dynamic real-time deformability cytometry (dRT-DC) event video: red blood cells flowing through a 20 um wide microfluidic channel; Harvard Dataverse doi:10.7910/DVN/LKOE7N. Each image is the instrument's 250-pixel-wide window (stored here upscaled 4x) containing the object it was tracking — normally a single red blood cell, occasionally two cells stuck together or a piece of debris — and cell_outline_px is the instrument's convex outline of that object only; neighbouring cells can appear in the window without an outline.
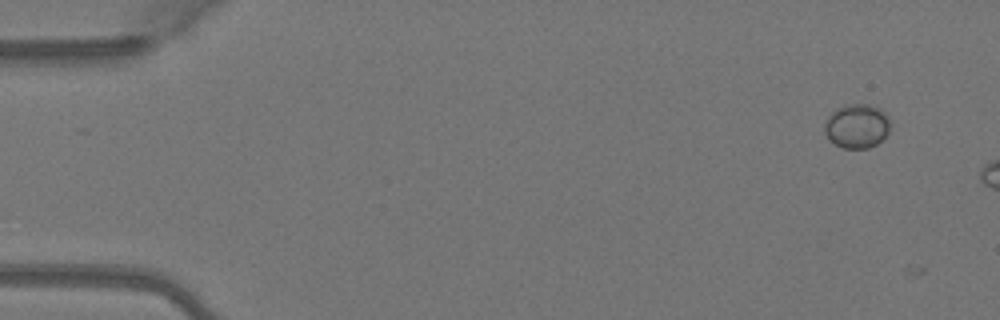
{"species": "Egyptian fruit bat (a non-hibernating species)", "species_latin": "Rousettus aegyptiacus", "temperature_condition": "warm", "stored_images_in_passage": 3, "camera_frame_rate_fps": 3000, "um_per_image_px": 0.085, "animal": {"sex": "female"}, "frame": {"image": 1, "passage_image": 2, "time_ms": 0.333, "image_size_px": [1000, 320], "cell_outline_px": [[888, 132], [876, 144], [868, 148], [844, 148], [828, 140], [824, 132], [824, 124], [828, 116], [836, 108], [844, 104], [868, 104], [884, 112], [888, 116]], "centroid_in_image_um": [72.78, 10.71], "position_along_channel_um": 12.2, "area_um2": 16.76}}